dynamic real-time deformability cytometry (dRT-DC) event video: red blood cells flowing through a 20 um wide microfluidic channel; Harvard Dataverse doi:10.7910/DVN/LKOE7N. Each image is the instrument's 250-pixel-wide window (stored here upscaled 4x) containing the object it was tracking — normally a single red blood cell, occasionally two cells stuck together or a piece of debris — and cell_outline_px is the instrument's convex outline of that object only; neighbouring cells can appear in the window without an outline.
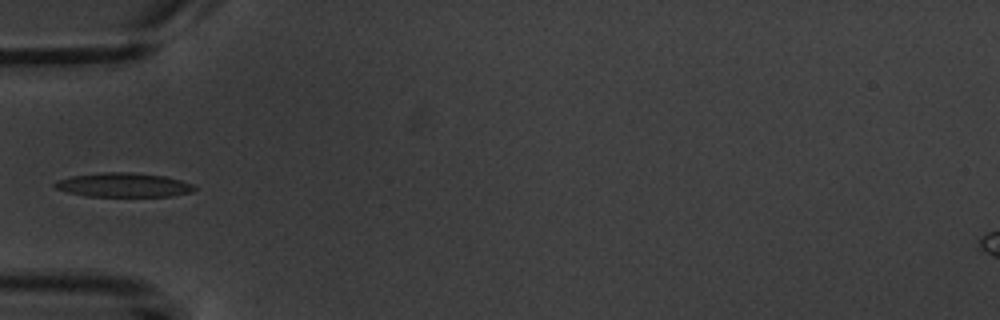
{"species": "common noctule bat (a hibernating species)", "species_latin": "Nyctalus noctula", "temperature_condition": "warm", "stored_images_in_passage": 4, "camera_frame_rate_fps": 3000, "um_per_image_px": 0.085, "animal": {"sex": "male", "body_mass_g": 20.1, "forearm_length_mm": 53.5}, "frame": {"image": 1, "passage_image": 4, "time_ms": 3.333, "image_size_px": [1000, 320], "cell_outline_px": [[196, 188], [192, 192], [172, 196], [88, 196], [68, 192], [56, 188], [52, 184], [56, 180], [72, 176], [100, 172], [132, 172], [164, 176], [180, 180], [192, 184]], "centroid_in_image_um": [10.48, 15.71], "position_along_channel_um": 74.5, "area_um2": 19.59}}